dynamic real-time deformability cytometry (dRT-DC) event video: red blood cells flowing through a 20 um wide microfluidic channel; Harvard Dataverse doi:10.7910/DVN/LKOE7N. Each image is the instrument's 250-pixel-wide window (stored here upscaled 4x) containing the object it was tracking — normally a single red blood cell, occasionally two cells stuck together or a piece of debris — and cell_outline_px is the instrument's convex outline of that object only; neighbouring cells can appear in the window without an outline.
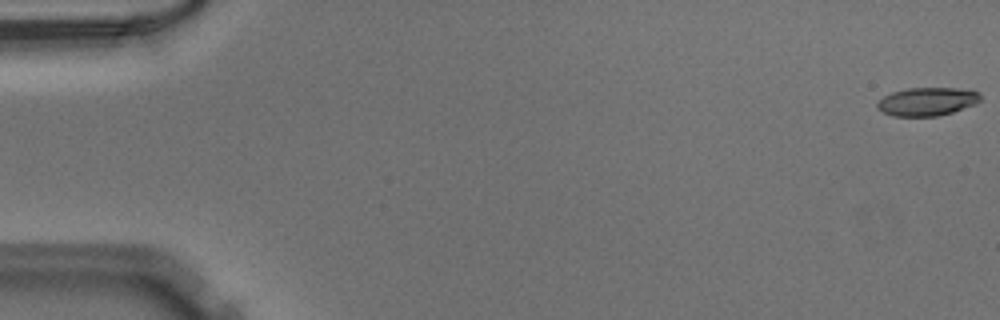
{"species": "Egyptian fruit bat (a non-hibernating species)", "species_latin": "Rousettus aegyptiacus", "temperature_condition": "warm", "stored_images_in_passage": 51, "camera_frame_rate_fps": 3000, "um_per_image_px": 0.085, "animal": {"sex": "male"}, "frame": {"image": 1, "passage_image": 1, "time_ms": 0.0, "image_size_px": [1000, 320], "cell_outline_px": [[980, 100], [976, 104], [952, 112], [936, 116], [892, 116], [876, 108], [876, 104], [884, 96], [892, 92], [908, 88], [972, 88], [980, 92]], "centroid_in_image_um": [78.85, 8.62], "position_along_channel_um": 6.2, "area_um2": 17.17}}
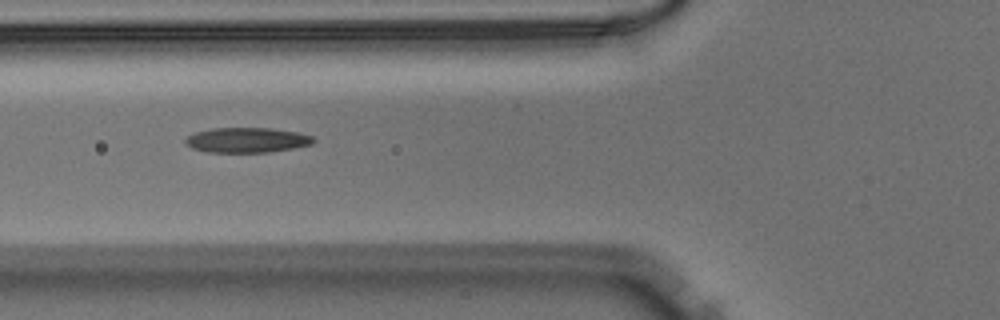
{"frame": {"image": 2, "passage_image": 20, "time_ms": 6.333, "image_size_px": [1000, 320], "cell_outline_px": [[316, 140], [312, 144], [292, 148], [268, 152], [208, 152], [192, 148], [184, 140], [188, 136], [196, 132], [212, 128], [272, 128], [300, 132], [312, 136]], "centroid_in_image_um": [21.02, 11.9], "position_along_channel_um": 104.8, "area_um2": 18.61}}
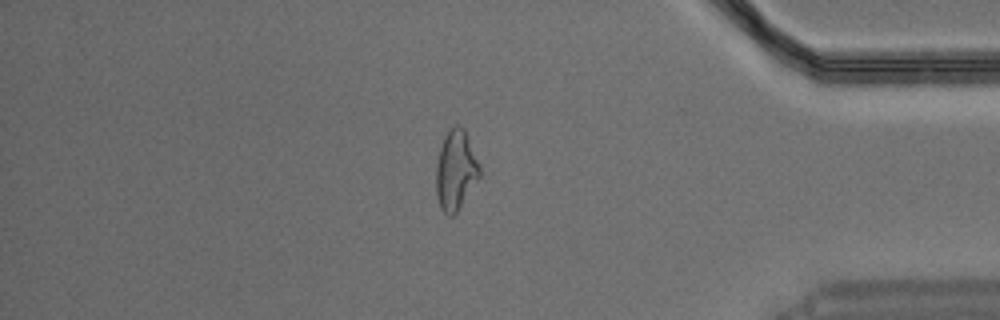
{"frame": {"image": 3, "passage_image": 44, "time_ms": 14.333, "image_size_px": [1000, 320], "cell_outline_px": [[480, 176], [456, 212], [452, 216], [448, 216], [440, 208], [436, 192], [436, 164], [440, 148], [444, 136], [456, 124], [464, 128], [480, 164]], "centroid_in_image_um": [38.73, 14.46], "position_along_channel_um": 396.5, "area_um2": 20.06}}